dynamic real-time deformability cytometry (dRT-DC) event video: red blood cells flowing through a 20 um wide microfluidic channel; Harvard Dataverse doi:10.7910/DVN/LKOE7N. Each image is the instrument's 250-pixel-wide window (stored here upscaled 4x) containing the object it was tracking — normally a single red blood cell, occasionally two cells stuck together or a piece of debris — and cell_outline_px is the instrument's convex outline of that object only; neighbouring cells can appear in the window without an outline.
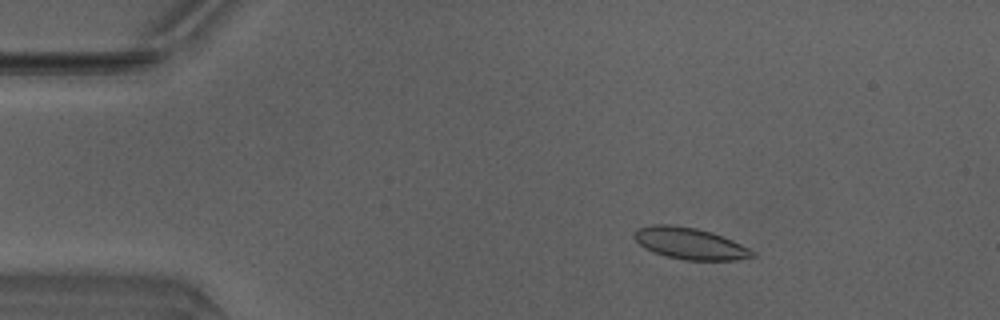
{"species": "Egyptian fruit bat (a non-hibernating species)", "species_latin": "Rousettus aegyptiacus", "temperature_condition": "warm", "stored_images_in_passage": 11, "camera_frame_rate_fps": 3000, "um_per_image_px": 0.085, "animal": {"sex": "male"}, "frame": {"image": 1, "passage_image": 1, "time_ms": 0.0, "image_size_px": [1000, 320], "cell_outline_px": [[756, 256], [736, 260], [684, 260], [652, 252], [644, 248], [632, 236], [636, 228], [652, 224], [668, 224], [696, 228], [712, 232], [732, 240], [756, 252]], "centroid_in_image_um": [58.62, 20.69], "position_along_channel_um": 26.4, "area_um2": 21.79}}
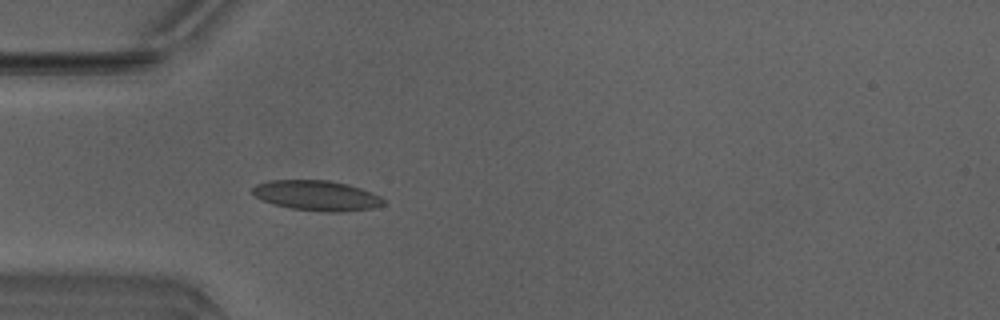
{"frame": {"image": 2, "passage_image": 8, "time_ms": 2.333, "image_size_px": [1000, 320], "cell_outline_px": [[384, 204], [376, 208], [340, 212], [324, 212], [292, 208], [272, 204], [256, 196], [252, 192], [252, 188], [256, 184], [268, 180], [328, 180], [348, 184], [372, 192], [380, 196], [384, 200]], "centroid_in_image_um": [26.94, 16.62], "position_along_channel_um": 58.1, "area_um2": 23.06}}